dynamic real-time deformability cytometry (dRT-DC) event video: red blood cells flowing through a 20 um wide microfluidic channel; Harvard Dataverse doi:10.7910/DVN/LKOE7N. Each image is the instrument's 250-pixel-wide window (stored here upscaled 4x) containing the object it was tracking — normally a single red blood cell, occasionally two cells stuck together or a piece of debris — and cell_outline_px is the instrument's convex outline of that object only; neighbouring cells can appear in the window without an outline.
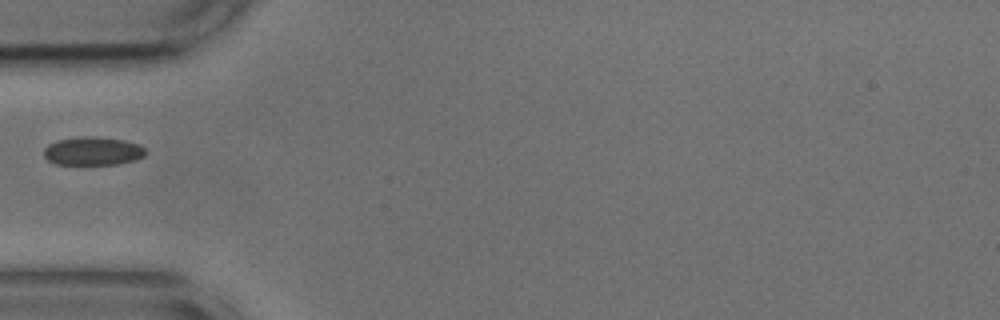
{"species": "common noctule bat (a hibernating species)", "species_latin": "Nyctalus noctula", "temperature_condition": "cold", "stored_images_in_passage": 38, "camera_frame_rate_fps": 3000, "um_per_image_px": 0.085, "animal": {"sex": "male", "body_mass_g": 17.9, "forearm_length_mm": 54.2}, "frame": {"image": 1, "passage_image": 1, "time_ms": 0.0, "image_size_px": [1000, 320], "cell_outline_px": [[148, 152], [144, 156], [136, 160], [116, 164], [56, 164], [48, 160], [44, 156], [44, 148], [48, 144], [56, 140], [84, 136], [96, 136], [124, 140], [140, 144]], "centroid_in_image_um": [7.91, 12.83], "position_along_channel_um": 77.1, "area_um2": 16.99}}
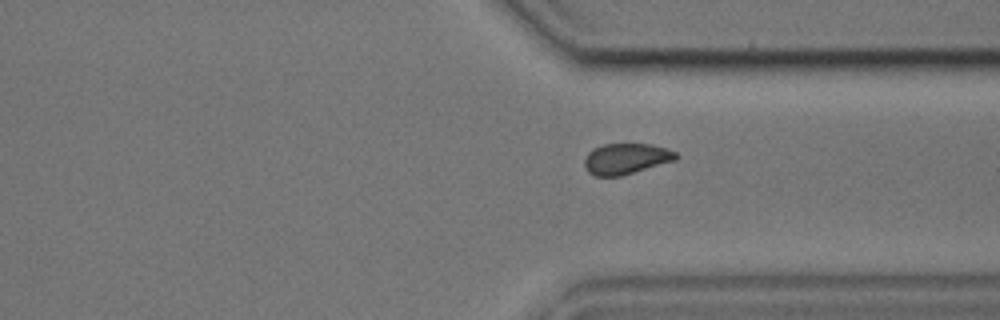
{"frame": {"image": 2, "passage_image": 24, "time_ms": 7.667, "image_size_px": [1000, 320], "cell_outline_px": [[680, 156], [676, 160], [620, 176], [596, 176], [588, 172], [584, 164], [584, 160], [588, 152], [592, 148], [604, 144], [652, 144], [668, 148], [676, 152]], "centroid_in_image_um": [53.23, 13.48], "position_along_channel_um": 358.2, "area_um2": 16.53}}
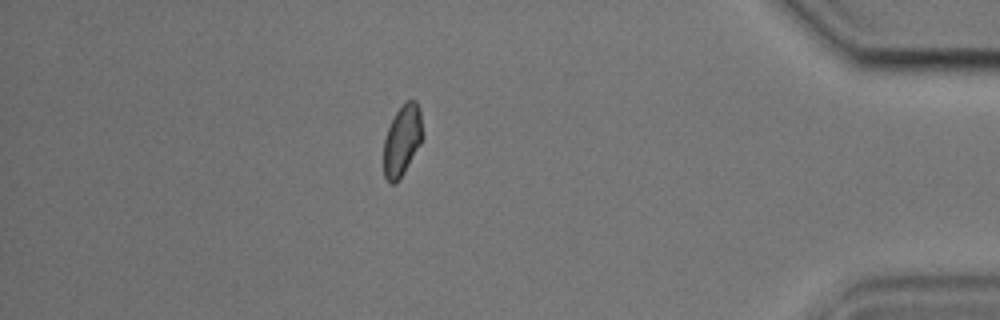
{"frame": {"image": 3, "passage_image": 31, "time_ms": 10.0, "image_size_px": [1000, 320], "cell_outline_px": [[420, 144], [404, 172], [396, 184], [392, 184], [384, 176], [384, 140], [388, 128], [396, 112], [408, 100], [416, 100], [420, 108]], "centroid_in_image_um": [34.15, 11.96], "position_along_channel_um": 401.0, "area_um2": 15.49}}